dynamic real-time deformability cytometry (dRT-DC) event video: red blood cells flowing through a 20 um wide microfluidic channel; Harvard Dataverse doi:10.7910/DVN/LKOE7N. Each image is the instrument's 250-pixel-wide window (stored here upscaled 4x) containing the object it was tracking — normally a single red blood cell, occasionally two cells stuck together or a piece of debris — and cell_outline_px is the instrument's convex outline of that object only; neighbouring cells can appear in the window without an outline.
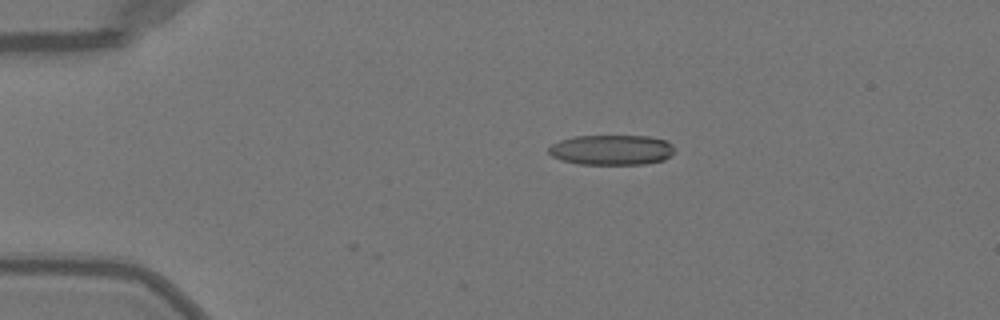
{"species": "Egyptian fruit bat (a non-hibernating species)", "species_latin": "Rousettus aegyptiacus", "temperature_condition": "warm", "stored_images_in_passage": 2, "camera_frame_rate_fps": 3000, "um_per_image_px": 0.085, "animal": {"sex": "female"}, "frame": {"image": 1, "passage_image": 2, "time_ms": 0.333, "image_size_px": [1000, 320], "cell_outline_px": [[672, 152], [664, 160], [644, 164], [580, 164], [564, 160], [552, 156], [548, 152], [548, 148], [552, 144], [560, 140], [576, 136], [648, 136], [664, 140], [672, 144]], "centroid_in_image_um": [51.96, 12.74], "position_along_channel_um": 33.0, "area_um2": 21.85}}